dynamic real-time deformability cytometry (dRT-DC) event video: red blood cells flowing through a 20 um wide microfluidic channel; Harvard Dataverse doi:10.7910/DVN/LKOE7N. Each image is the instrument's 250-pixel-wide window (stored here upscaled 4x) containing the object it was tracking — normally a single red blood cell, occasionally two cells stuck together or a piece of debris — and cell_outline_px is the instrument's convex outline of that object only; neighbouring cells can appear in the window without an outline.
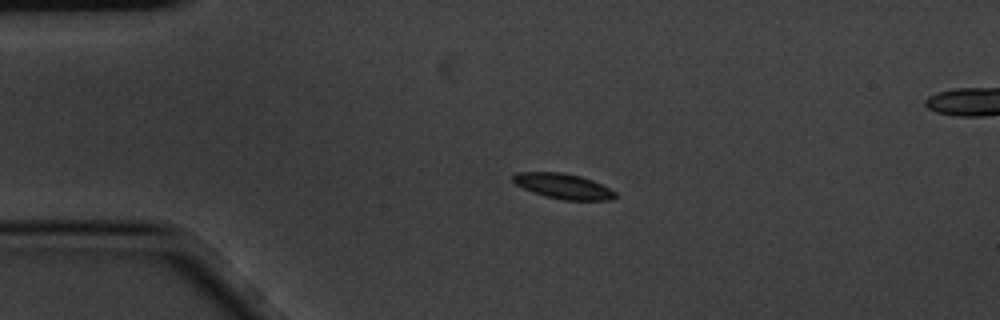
{"species": "common noctule bat (a hibernating species)", "species_latin": "Nyctalus noctula", "temperature_condition": "cold", "stored_images_in_passage": 4, "camera_frame_rate_fps": 3000, "um_per_image_px": 0.085, "animal": {"sex": "male", "body_mass_g": 20.1, "forearm_length_mm": 53.5}, "frame": {"image": 1, "passage_image": 3, "time_ms": 0.667, "image_size_px": [1000, 320], "cell_outline_px": [[616, 196], [612, 200], [564, 200], [544, 196], [532, 192], [516, 184], [512, 180], [512, 176], [516, 172], [560, 172], [580, 176], [592, 180], [616, 192]], "centroid_in_image_um": [47.85, 15.82], "position_along_channel_um": 37.1, "area_um2": 14.97}}